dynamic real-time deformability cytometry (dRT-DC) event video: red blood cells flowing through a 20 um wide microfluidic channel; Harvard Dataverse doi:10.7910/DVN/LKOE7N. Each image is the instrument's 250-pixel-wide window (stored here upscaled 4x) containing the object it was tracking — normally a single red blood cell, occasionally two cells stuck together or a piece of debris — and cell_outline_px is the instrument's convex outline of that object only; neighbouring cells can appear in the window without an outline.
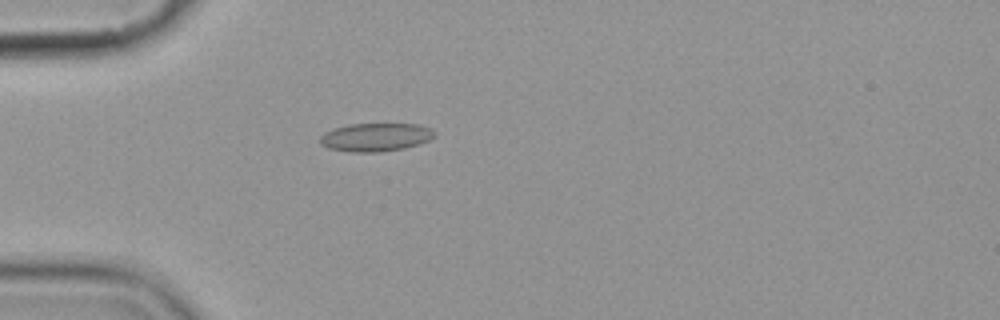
{"species": "common noctule bat (a hibernating species)", "species_latin": "Nyctalus noctula", "temperature_condition": "cold", "stored_images_in_passage": 5, "camera_frame_rate_fps": 3000, "um_per_image_px": 0.085, "animal": {"sex": "female", "body_mass_g": 19.9}, "frame": {"image": 1, "passage_image": 5, "time_ms": 4.333, "image_size_px": [1000, 320], "cell_outline_px": [[436, 136], [420, 144], [404, 148], [380, 152], [348, 152], [328, 148], [320, 144], [320, 136], [324, 132], [348, 124], [420, 124], [432, 128], [436, 132]], "centroid_in_image_um": [31.95, 11.66], "position_along_channel_um": 53.0, "area_um2": 19.07}}